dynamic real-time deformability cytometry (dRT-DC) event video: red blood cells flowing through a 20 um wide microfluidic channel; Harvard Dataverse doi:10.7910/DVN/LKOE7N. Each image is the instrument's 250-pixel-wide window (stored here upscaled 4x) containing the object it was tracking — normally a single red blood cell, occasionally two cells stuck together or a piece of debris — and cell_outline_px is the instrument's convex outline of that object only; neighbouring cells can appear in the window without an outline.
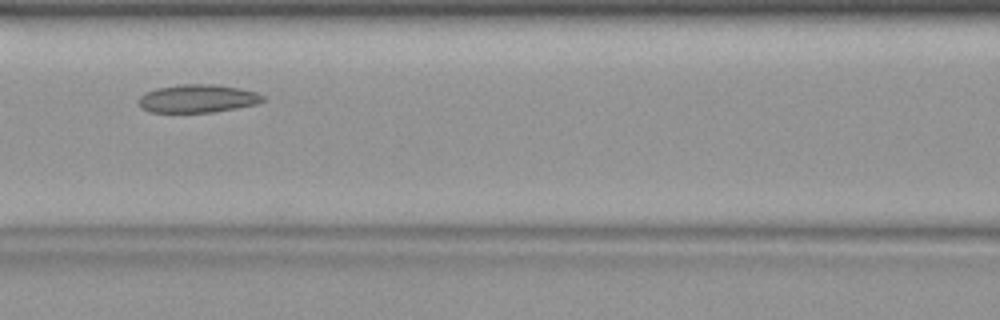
{"species": "common noctule bat (a hibernating species)", "species_latin": "Nyctalus noctula", "temperature_condition": "warm", "stored_images_in_passage": 35, "camera_frame_rate_fps": 3000, "um_per_image_px": 0.085, "animal": {"sex": "female", "body_mass_g": 19.9}, "frame": {"image": 1, "passage_image": 11, "time_ms": 3.333, "image_size_px": [1000, 320], "cell_outline_px": [[268, 100], [256, 104], [236, 108], [212, 112], [148, 112], [140, 108], [136, 100], [144, 92], [156, 88], [180, 84], [216, 84], [240, 88], [256, 92], [264, 96]], "centroid_in_image_um": [16.77, 8.37], "position_along_channel_um": 149.8, "area_um2": 20.69}}
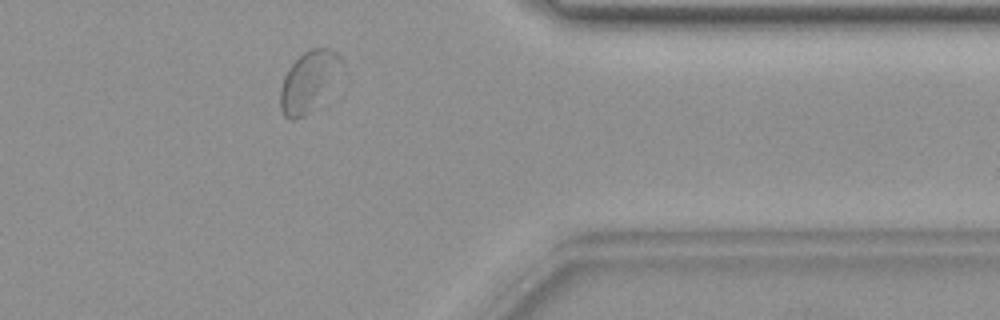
{"frame": {"image": 2, "passage_image": 27, "time_ms": 8.667, "image_size_px": [1000, 320], "cell_outline_px": [[344, 68], [308, 112], [304, 116], [292, 120], [288, 120], [284, 116], [280, 108], [280, 88], [284, 76], [288, 68], [304, 52], [312, 48], [328, 48], [336, 52], [340, 56], [344, 64]], "centroid_in_image_um": [26.21, 6.88], "position_along_channel_um": 385.2, "area_um2": 21.04}}
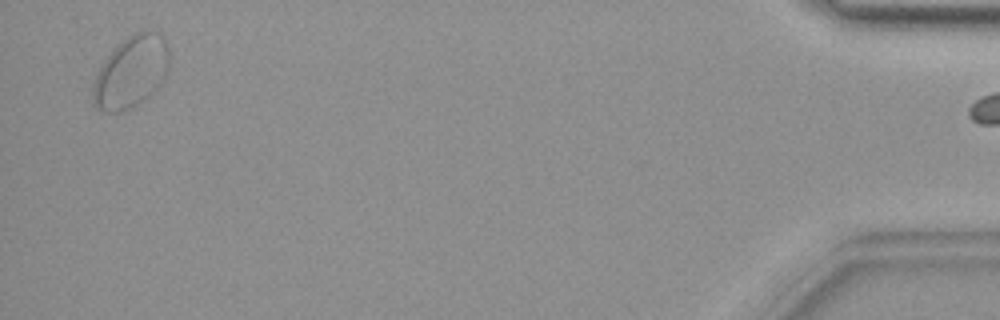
{"frame": {"image": 3, "passage_image": 34, "time_ms": 11.0, "image_size_px": [1000, 320], "cell_outline_px": [[168, 72], [164, 80], [144, 100], [120, 112], [104, 112], [92, 100], [92, 88], [100, 64], [112, 48], [132, 32], [148, 28], [164, 36], [168, 48]], "centroid_in_image_um": [11.14, 6.05], "position_along_channel_um": 424.1, "area_um2": 32.31}}